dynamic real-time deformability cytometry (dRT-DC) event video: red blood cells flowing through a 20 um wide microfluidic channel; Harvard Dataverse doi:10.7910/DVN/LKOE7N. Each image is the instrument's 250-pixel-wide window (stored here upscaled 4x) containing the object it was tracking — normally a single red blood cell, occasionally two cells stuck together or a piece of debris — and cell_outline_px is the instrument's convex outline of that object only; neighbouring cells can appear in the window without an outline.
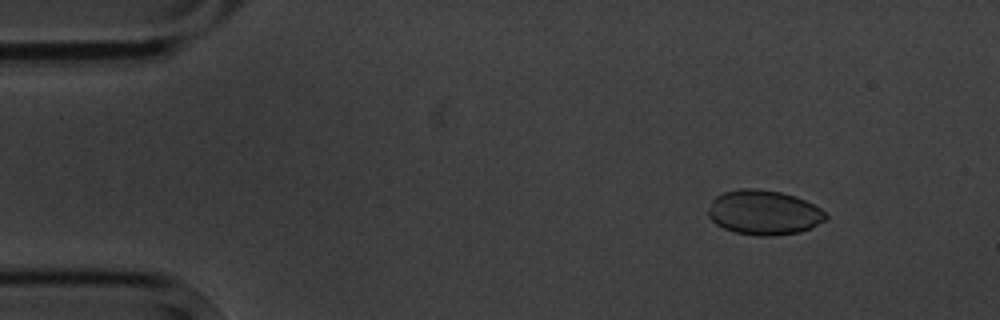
{"species": "common noctule bat (a hibernating species)", "species_latin": "Nyctalus noctula", "temperature_condition": "cold", "stored_images_in_passage": 9, "camera_frame_rate_fps": 3000, "um_per_image_px": 0.085, "animal": {"sex": "male", "body_mass_g": 20.1, "forearm_length_mm": 53.5}, "frame": {"image": 1, "passage_image": 1, "time_ms": 0.0, "image_size_px": [1000, 320], "cell_outline_px": [[828, 220], [800, 232], [776, 236], [756, 236], [736, 232], [724, 228], [716, 224], [708, 216], [708, 212], [712, 200], [716, 196], [724, 192], [740, 188], [756, 188], [780, 192], [796, 196], [820, 208], [828, 216]], "centroid_in_image_um": [64.94, 18.07], "position_along_channel_um": 20.1, "area_um2": 30.69}}
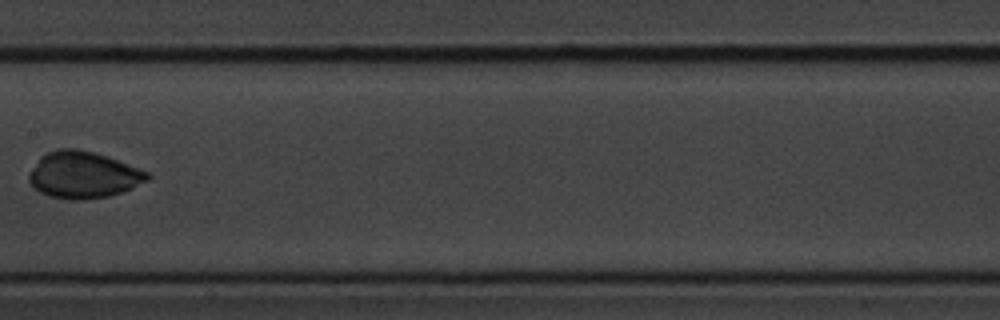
{"frame": {"image": 2, "passage_image": 7, "time_ms": 7.333, "image_size_px": [1000, 320], "cell_outline_px": [[152, 176], [148, 180], [124, 192], [108, 196], [80, 200], [72, 200], [48, 196], [40, 192], [28, 180], [28, 176], [32, 168], [40, 156], [56, 148], [76, 148], [108, 156], [148, 172]], "centroid_in_image_um": [7.08, 14.86], "position_along_channel_um": 200.3, "area_um2": 32.25}}
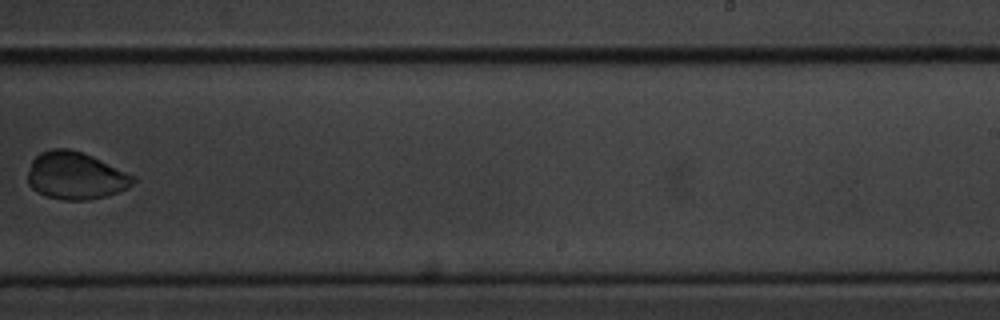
{"frame": {"image": 3, "passage_image": 9, "time_ms": 9.667, "image_size_px": [1000, 320], "cell_outline_px": [[136, 180], [128, 188], [120, 192], [88, 200], [64, 200], [48, 196], [32, 188], [28, 184], [28, 172], [32, 160], [40, 152], [52, 148], [68, 148], [92, 156], [136, 176]], "centroid_in_image_um": [6.44, 14.93], "position_along_channel_um": 282.6, "area_um2": 29.02}}